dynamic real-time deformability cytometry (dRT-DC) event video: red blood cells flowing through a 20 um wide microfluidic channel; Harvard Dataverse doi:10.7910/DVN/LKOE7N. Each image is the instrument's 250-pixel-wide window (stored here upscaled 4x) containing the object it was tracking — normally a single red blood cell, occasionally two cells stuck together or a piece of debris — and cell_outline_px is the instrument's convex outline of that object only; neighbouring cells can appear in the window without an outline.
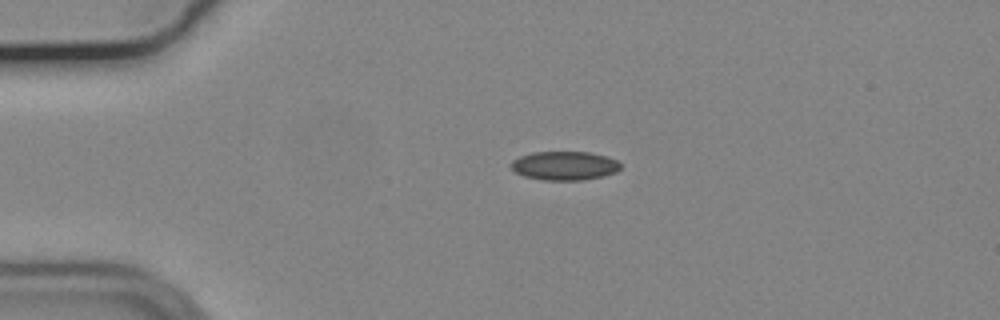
{"species": "common noctule bat (a hibernating species)", "species_latin": "Nyctalus noctula", "temperature_condition": "cold", "stored_images_in_passage": 6, "camera_frame_rate_fps": 3000, "um_per_image_px": 0.085, "animal": {"sex": "male", "body_mass_g": 19.2, "forearm_length_mm": 51.8}, "frame": {"image": 1, "passage_image": 1, "time_ms": 0.0, "image_size_px": [1000, 320], "cell_outline_px": [[620, 168], [616, 172], [604, 176], [584, 180], [540, 180], [524, 176], [516, 172], [512, 168], [512, 160], [520, 156], [532, 152], [588, 152], [604, 156], [616, 160], [620, 164]], "centroid_in_image_um": [47.98, 14.09], "position_along_channel_um": 37.0, "area_um2": 18.32}}